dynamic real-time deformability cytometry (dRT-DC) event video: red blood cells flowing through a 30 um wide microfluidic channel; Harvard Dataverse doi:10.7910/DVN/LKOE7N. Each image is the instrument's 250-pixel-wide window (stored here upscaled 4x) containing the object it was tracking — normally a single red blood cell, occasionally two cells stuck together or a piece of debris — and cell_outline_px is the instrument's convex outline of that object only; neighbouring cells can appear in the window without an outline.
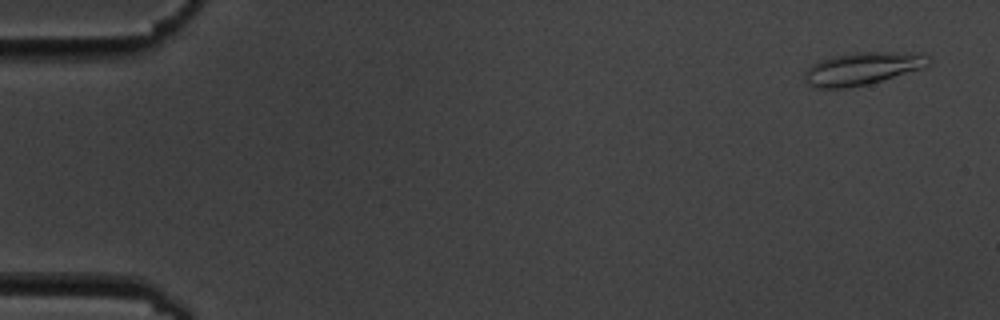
{"species": "common noctule bat (a hibernating species)", "species_latin": "Nyctalus noctula", "temperature_condition": "cold", "stored_images_in_passage": 5, "segment_of_instrument_passage": [1, 2], "camera_frame_rate_fps": 3000, "um_per_image_px": 0.085, "animal": {"sex": "male", "body_mass_g": 19.5, "forearm_length_mm": 54.6}, "frame": {"image": 1, "passage_image": 1, "time_ms": 0.0, "image_size_px": [1000, 320], "cell_outline_px": [[932, 60], [924, 68], [868, 84], [844, 88], [816, 88], [808, 84], [804, 80], [804, 72], [812, 64], [820, 60], [832, 56], [856, 52], [924, 52]], "centroid_in_image_um": [73.33, 5.81], "position_along_channel_um": 11.7, "area_um2": 23.81}}